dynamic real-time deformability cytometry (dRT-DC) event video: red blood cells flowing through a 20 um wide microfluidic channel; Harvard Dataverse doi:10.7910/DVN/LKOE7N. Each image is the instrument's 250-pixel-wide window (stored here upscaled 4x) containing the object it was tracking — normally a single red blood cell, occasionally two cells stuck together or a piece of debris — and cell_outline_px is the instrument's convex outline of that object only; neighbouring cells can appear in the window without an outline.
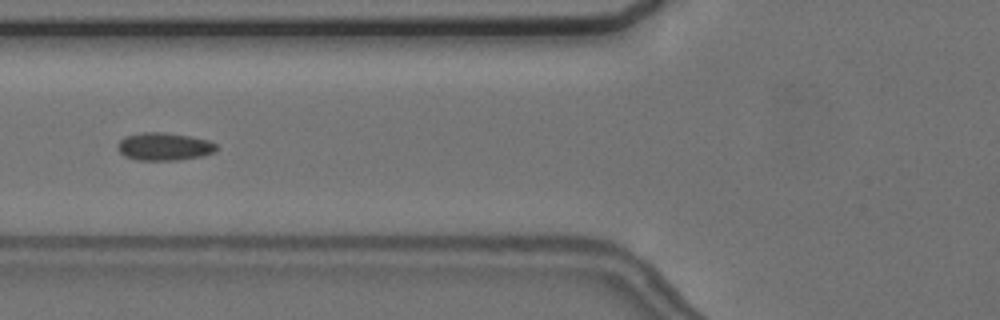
{"species": "common noctule bat (a hibernating species)", "species_latin": "Nyctalus noctula", "temperature_condition": "cold", "stored_images_in_passage": 10, "camera_frame_rate_fps": 3000, "um_per_image_px": 0.085, "animal": {"sex": "female", "body_mass_g": 24.6, "forearm_length_mm": 56.2}, "frame": {"image": 1, "passage_image": 6, "time_ms": 6.0, "image_size_px": [1000, 320], "cell_outline_px": [[216, 152], [204, 156], [180, 160], [136, 160], [124, 156], [116, 148], [116, 144], [124, 136], [144, 132], [164, 132], [188, 136], [208, 140], [216, 144]], "centroid_in_image_um": [13.93, 12.46], "position_along_channel_um": 111.9, "area_um2": 16.18}}